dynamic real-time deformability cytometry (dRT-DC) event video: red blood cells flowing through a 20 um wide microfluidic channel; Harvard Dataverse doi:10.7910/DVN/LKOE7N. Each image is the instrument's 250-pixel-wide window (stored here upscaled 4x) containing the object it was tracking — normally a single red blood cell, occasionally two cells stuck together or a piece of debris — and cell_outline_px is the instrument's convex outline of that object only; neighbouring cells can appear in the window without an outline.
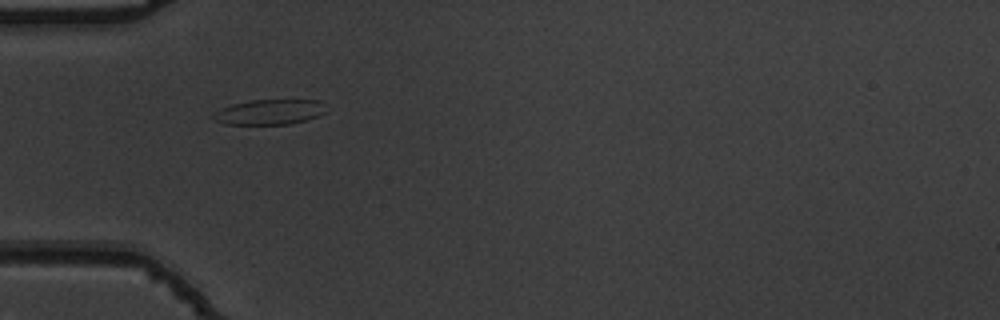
{"species": "common noctule bat (a hibernating species)", "species_latin": "Nyctalus noctula", "temperature_condition": "warm", "stored_images_in_passage": 37, "camera_frame_rate_fps": 3000, "um_per_image_px": 0.085, "animal": {"sex": "male", "body_mass_g": 19.5, "forearm_length_mm": 54.6}, "frame": {"image": 1, "passage_image": 1, "time_ms": 0.0, "image_size_px": [1000, 320], "cell_outline_px": [[328, 112], [304, 120], [288, 124], [224, 124], [216, 120], [212, 116], [212, 112], [220, 108], [232, 104], [252, 100], [320, 100]], "centroid_in_image_um": [22.88, 9.51], "position_along_channel_um": 62.1, "area_um2": 16.47}}
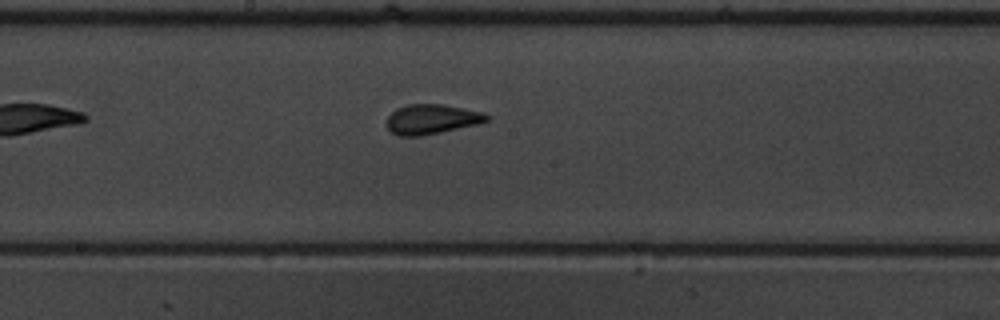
{"frame": {"image": 2, "passage_image": 13, "time_ms": 4.0, "image_size_px": [1000, 320], "cell_outline_px": [[488, 120], [476, 124], [440, 132], [420, 136], [400, 136], [392, 132], [388, 128], [388, 116], [396, 108], [408, 104], [444, 104], [484, 112], [488, 116]], "centroid_in_image_um": [36.68, 10.12], "position_along_channel_um": 211.5, "area_um2": 17.17}}
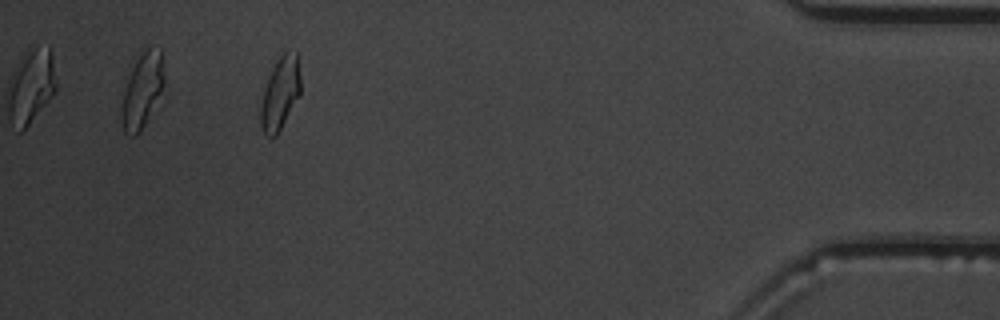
{"frame": {"image": 3, "passage_image": 33, "time_ms": 10.667, "image_size_px": [1000, 320], "cell_outline_px": [[300, 96], [276, 136], [264, 136], [260, 124], [260, 104], [264, 88], [268, 76], [272, 68], [280, 56], [288, 48], [296, 52], [300, 76]], "centroid_in_image_um": [23.8, 7.93], "position_along_channel_um": 411.4, "area_um2": 17.11}, "authors_computed_cell_mechanics": {"area_um2": 16.9354, "velocity_mm_per_s": 3.8148, "shape_relaxation_time_tau1_ms": 3.6026, "shape_relaxation_time_tau2_ms": 1.1578, "deformation_change_tau1": 0.1321, "deformation_change_tau2": 0.0686}}